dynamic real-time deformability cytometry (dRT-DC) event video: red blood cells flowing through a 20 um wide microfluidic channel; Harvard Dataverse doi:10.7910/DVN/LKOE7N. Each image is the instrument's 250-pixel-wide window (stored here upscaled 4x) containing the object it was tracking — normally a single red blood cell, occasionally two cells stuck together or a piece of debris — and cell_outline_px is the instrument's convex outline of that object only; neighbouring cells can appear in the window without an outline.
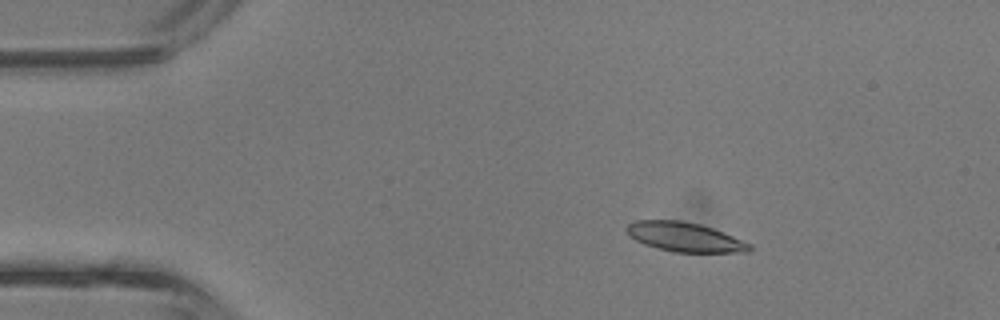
{"species": "common noctule bat (a hibernating species)", "species_latin": "Nyctalus noctula", "temperature_condition": "room temperature", "stored_images_in_passage": 5, "camera_frame_rate_fps": 3000, "um_per_image_px": 0.085, "animal": {"sex": "male", "body_mass_g": 13.3}, "frame": {"image": 1, "passage_image": 2, "time_ms": 0.333, "image_size_px": [1000, 320], "cell_outline_px": [[752, 248], [748, 252], [676, 252], [656, 248], [644, 244], [636, 240], [624, 228], [628, 224], [636, 220], [680, 220], [700, 224], [712, 228], [752, 244]], "centroid_in_image_um": [58.2, 20.14], "position_along_channel_um": 26.8, "area_um2": 20.87}}
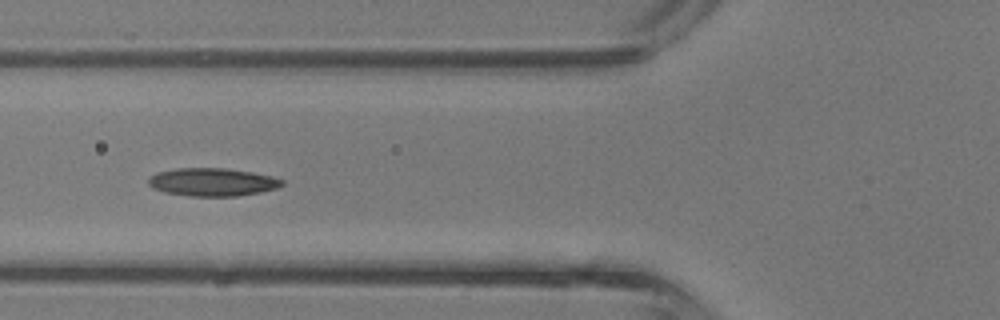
{"frame": {"image": 2, "passage_image": 4, "time_ms": 1.0, "image_size_px": [1000, 320], "cell_outline_px": [[284, 184], [276, 188], [260, 192], [236, 196], [192, 196], [164, 192], [152, 188], [148, 184], [148, 180], [156, 172], [176, 168], [224, 168], [252, 172], [272, 176], [284, 180]], "centroid_in_image_um": [18.05, 15.47], "position_along_channel_um": 107.8, "area_um2": 21.79}}
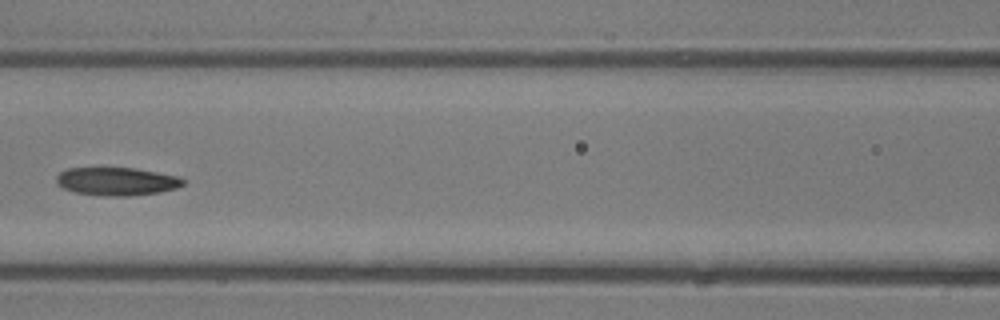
{"frame": {"image": 3, "passage_image": 5, "time_ms": 1.333, "image_size_px": [1000, 320], "cell_outline_px": [[184, 184], [176, 188], [160, 192], [128, 196], [108, 196], [76, 192], [64, 188], [56, 184], [56, 176], [60, 172], [68, 168], [136, 168], [180, 176], [184, 180]], "centroid_in_image_um": [9.94, 15.41], "position_along_channel_um": 156.7, "area_um2": 20.75}}